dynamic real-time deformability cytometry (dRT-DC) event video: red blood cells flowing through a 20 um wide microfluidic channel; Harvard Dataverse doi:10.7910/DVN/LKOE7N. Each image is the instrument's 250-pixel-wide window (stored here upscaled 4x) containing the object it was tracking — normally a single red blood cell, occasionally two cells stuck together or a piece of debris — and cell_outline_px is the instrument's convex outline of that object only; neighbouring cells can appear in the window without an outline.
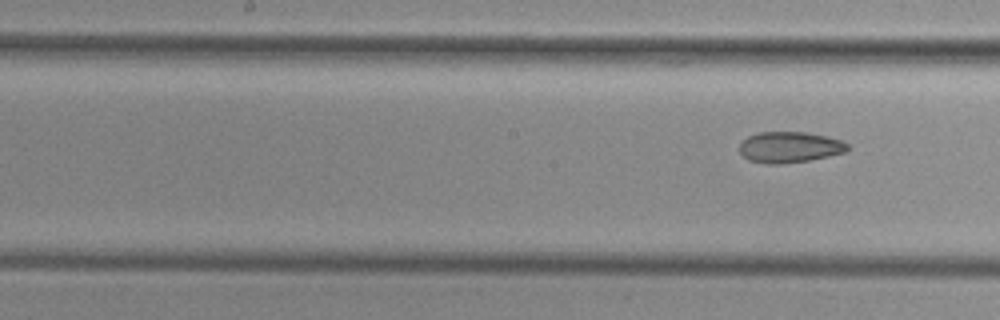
{"species": "common noctule bat (a hibernating species)", "species_latin": "Nyctalus noctula", "temperature_condition": "cold", "stored_images_in_passage": 9, "segment_of_instrument_passage": [2, 2], "camera_frame_rate_fps": 3000, "um_per_image_px": 0.085, "animal": {"sex": "female", "body_mass_g": 29.2, "forearm_length_mm": 56.3}, "frame": {"image": 1, "passage_image": 9, "time_ms": 10.667, "image_size_px": [1000, 320], "cell_outline_px": [[848, 148], [844, 152], [828, 156], [808, 160], [780, 164], [764, 164], [748, 160], [740, 152], [740, 144], [748, 136], [760, 132], [808, 132], [828, 136], [844, 140], [848, 144]], "centroid_in_image_um": [67.13, 12.5], "position_along_channel_um": 181.1, "area_um2": 19.54}}